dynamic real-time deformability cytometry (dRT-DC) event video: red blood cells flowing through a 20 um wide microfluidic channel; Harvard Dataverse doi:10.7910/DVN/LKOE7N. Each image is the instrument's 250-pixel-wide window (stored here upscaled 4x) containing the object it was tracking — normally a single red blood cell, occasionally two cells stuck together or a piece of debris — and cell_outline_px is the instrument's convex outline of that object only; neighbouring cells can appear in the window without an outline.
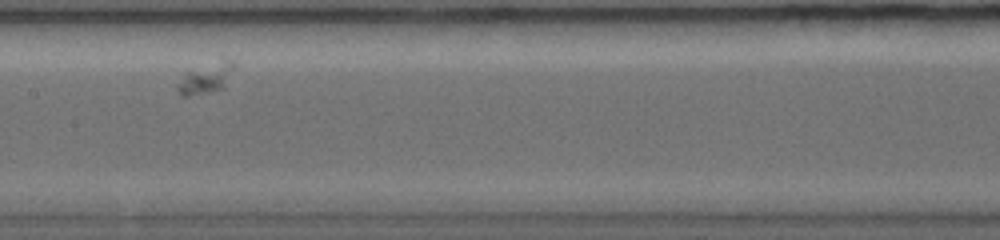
{"species": "common noctule bat (a hibernating species)", "species_latin": "Nyctalus noctula", "temperature_condition": "warm", "stored_images_in_passage": 14, "camera_frame_rate_fps": 5000, "um_per_image_px": 0.085, "animal": {"sex": "female", "body_mass_g": 19.0, "forearm_length_mm": 56.7}, "frame": {"image": 1, "passage_image": 11, "time_ms": 3.0, "image_size_px": [1000, 240], "cell_outline_px": [[236, 68], [224, 88], [208, 92], [188, 96], [180, 96], [176, 88], [188, 72], [224, 56], [232, 60]], "centroid_in_image_um": [17.61, 6.6], "position_along_channel_um": 189.8, "area_um2": 10.17}}
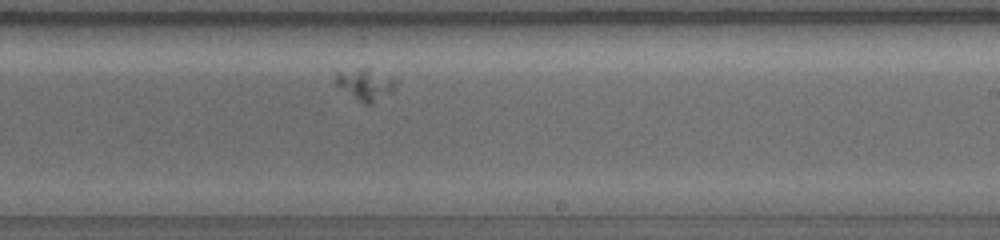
{"frame": {"image": 2, "passage_image": 14, "time_ms": 4.4, "image_size_px": [1000, 240], "cell_outline_px": [[396, 84], [392, 92], [372, 104], [364, 104], [336, 84], [336, 72], [364, 68], [368, 68], [392, 80]], "centroid_in_image_um": [31.03, 7.2], "position_along_channel_um": 258.0, "area_um2": 10.4}}